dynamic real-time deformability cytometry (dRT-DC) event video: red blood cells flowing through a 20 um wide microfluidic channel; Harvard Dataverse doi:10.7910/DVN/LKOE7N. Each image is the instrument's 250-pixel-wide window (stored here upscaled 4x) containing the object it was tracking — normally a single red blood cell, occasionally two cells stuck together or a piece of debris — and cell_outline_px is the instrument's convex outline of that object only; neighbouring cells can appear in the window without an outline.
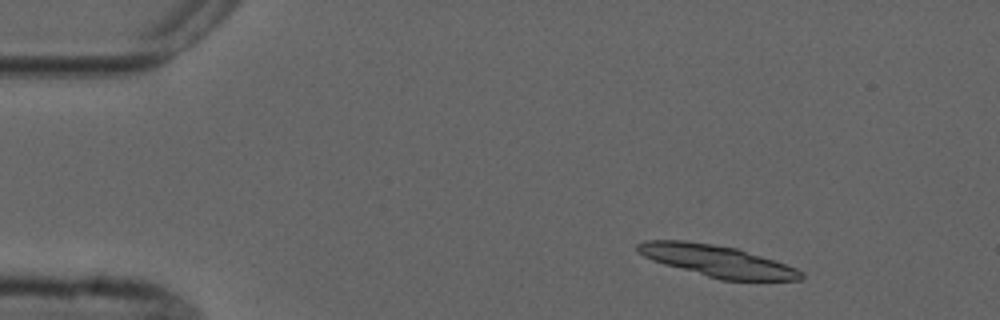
{"species": "common noctule bat (a hibernating species)", "species_latin": "Nyctalus noctula", "temperature_condition": "cold", "stored_images_in_passage": 8, "camera_frame_rate_fps": 3000, "um_per_image_px": 0.085, "animal": {"sex": "male", "forearm_length_mm": 52.5}, "frame": {"image": 1, "passage_image": 2, "time_ms": 1.0, "image_size_px": [1000, 320], "cell_outline_px": [[804, 276], [800, 280], [720, 280], [664, 264], [652, 260], [644, 256], [636, 248], [636, 244], [644, 240], [688, 240], [736, 248], [796, 268], [804, 272]], "centroid_in_image_um": [60.92, 22.18], "position_along_channel_um": 24.1, "area_um2": 29.77}}
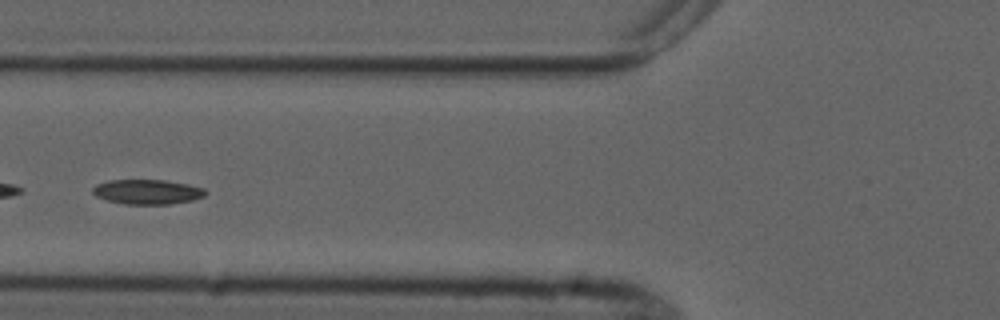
{"frame": {"image": 2, "passage_image": 6, "time_ms": 5.667, "image_size_px": [1000, 320], "cell_outline_px": [[208, 192], [204, 196], [192, 200], [168, 204], [124, 204], [108, 200], [96, 196], [92, 192], [92, 188], [96, 184], [108, 180], [164, 180], [188, 184], [204, 188]], "centroid_in_image_um": [12.52, 16.3], "position_along_channel_um": 113.3, "area_um2": 16.24}}
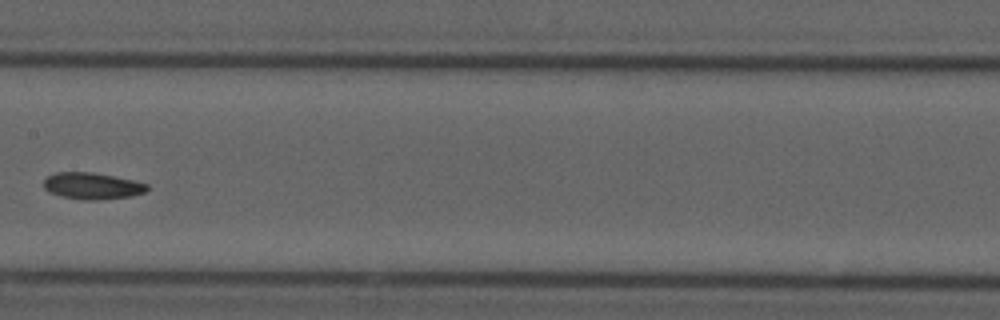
{"frame": {"image": 3, "passage_image": 8, "time_ms": 8.0, "image_size_px": [1000, 320], "cell_outline_px": [[148, 188], [144, 192], [132, 196], [100, 200], [80, 200], [60, 196], [48, 192], [44, 188], [44, 180], [48, 176], [56, 172], [92, 172], [132, 180], [148, 184]], "centroid_in_image_um": [7.81, 15.81], "position_along_channel_um": 199.6, "area_um2": 16.07}}